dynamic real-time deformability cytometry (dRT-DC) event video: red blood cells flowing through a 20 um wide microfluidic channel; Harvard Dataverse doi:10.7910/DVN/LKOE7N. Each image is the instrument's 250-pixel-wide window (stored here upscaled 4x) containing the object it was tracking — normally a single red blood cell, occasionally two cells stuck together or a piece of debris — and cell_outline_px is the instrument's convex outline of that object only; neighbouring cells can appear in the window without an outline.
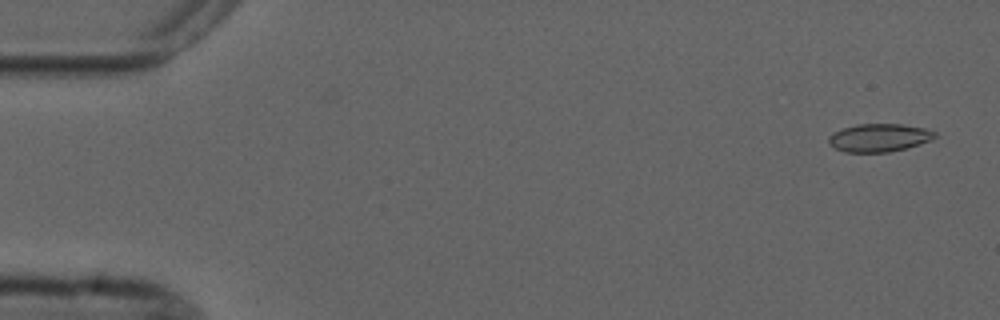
{"species": "common noctule bat (a hibernating species)", "species_latin": "Nyctalus noctula", "temperature_condition": "cold", "stored_images_in_passage": 6, "camera_frame_rate_fps": 3000, "um_per_image_px": 0.085, "animal": {"sex": "male", "forearm_length_mm": 52.5}, "frame": {"image": 1, "passage_image": 1, "time_ms": 0.0, "image_size_px": [1000, 320], "cell_outline_px": [[936, 136], [932, 140], [920, 144], [888, 152], [844, 152], [828, 144], [828, 136], [832, 132], [856, 124], [904, 124], [924, 128], [936, 132]], "centroid_in_image_um": [74.71, 11.7], "position_along_channel_um": 10.3, "area_um2": 17.4}}
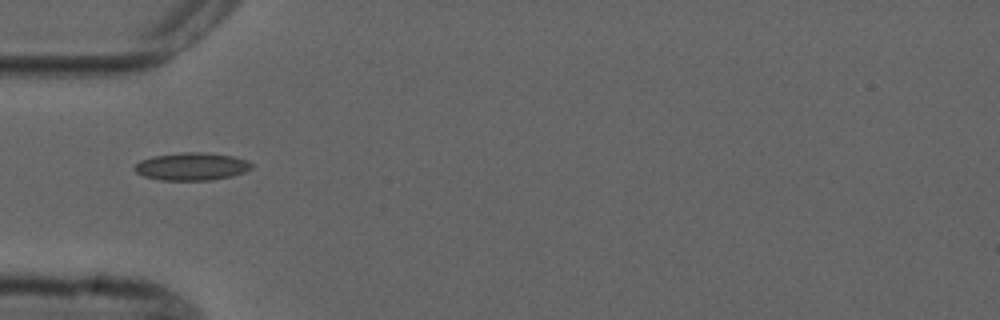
{"frame": {"image": 2, "passage_image": 5, "time_ms": 5.0, "image_size_px": [1000, 320], "cell_outline_px": [[252, 168], [244, 172], [232, 176], [212, 180], [160, 180], [144, 176], [136, 172], [132, 168], [140, 160], [152, 156], [184, 152], [200, 152], [232, 156], [248, 160], [252, 164]], "centroid_in_image_um": [16.28, 14.15], "position_along_channel_um": 68.7, "area_um2": 18.9}}
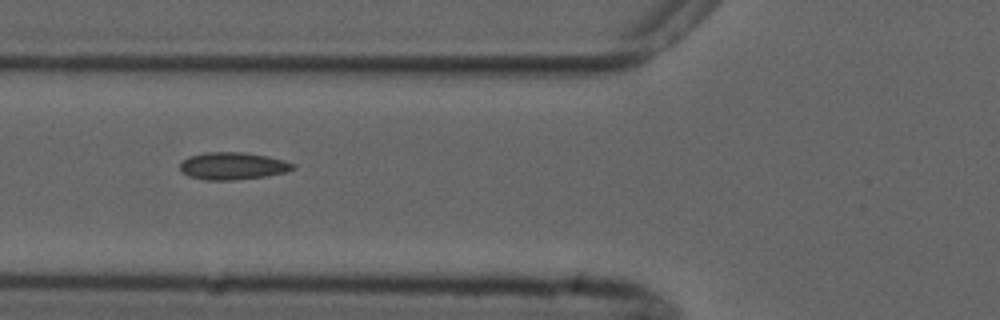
{"frame": {"image": 3, "passage_image": 6, "time_ms": 6.0, "image_size_px": [1000, 320], "cell_outline_px": [[296, 168], [284, 172], [264, 176], [236, 180], [204, 180], [188, 176], [180, 172], [180, 164], [188, 156], [204, 152], [244, 152], [268, 156], [284, 160], [296, 164]], "centroid_in_image_um": [19.76, 14.1], "position_along_channel_um": 106.0, "area_um2": 18.15}}